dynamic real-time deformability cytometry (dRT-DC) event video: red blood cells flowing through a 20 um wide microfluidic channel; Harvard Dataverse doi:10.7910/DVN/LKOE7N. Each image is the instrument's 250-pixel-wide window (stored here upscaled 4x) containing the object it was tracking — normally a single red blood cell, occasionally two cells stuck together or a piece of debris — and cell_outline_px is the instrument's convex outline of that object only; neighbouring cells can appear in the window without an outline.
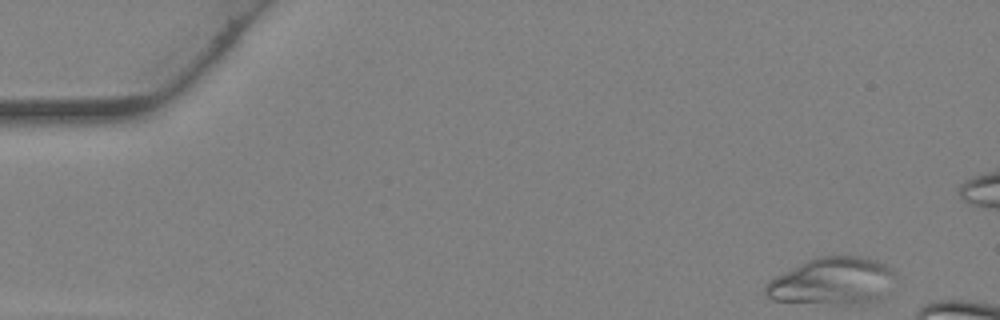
{"species": "Egyptian fruit bat (a non-hibernating species)", "species_latin": "Rousettus aegyptiacus", "temperature_condition": "warm", "stored_images_in_passage": 7, "camera_frame_rate_fps": 3000, "um_per_image_px": 0.085, "animal": {"sex": "female"}, "frame": {"image": 1, "passage_image": 1, "time_ms": 0.0, "image_size_px": [1000, 320], "cell_outline_px": [[900, 280], [888, 296], [876, 300], [860, 304], [832, 304], [772, 300], [764, 296], [764, 284], [768, 280], [816, 256], [860, 256], [876, 260], [888, 264], [896, 272]], "centroid_in_image_um": [70.88, 23.91], "position_along_channel_um": 14.1, "area_um2": 36.88}}